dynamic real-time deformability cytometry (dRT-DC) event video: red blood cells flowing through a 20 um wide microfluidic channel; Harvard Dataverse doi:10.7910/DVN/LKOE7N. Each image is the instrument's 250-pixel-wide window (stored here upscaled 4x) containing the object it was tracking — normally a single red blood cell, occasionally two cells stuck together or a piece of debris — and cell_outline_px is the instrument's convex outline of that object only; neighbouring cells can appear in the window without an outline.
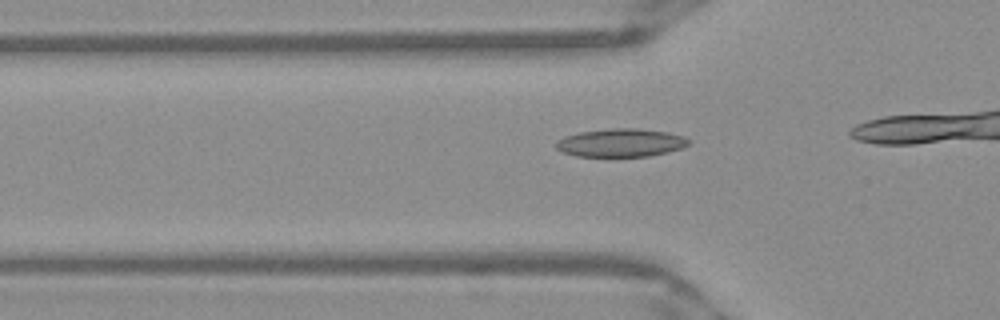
{"species": "Egyptian fruit bat (a non-hibernating species)", "species_latin": "Rousettus aegyptiacus", "temperature_condition": "warm", "stored_images_in_passage": 17, "camera_frame_rate_fps": 3000, "um_per_image_px": 0.085, "frame": {"image": 1, "passage_image": 12, "time_ms": 3.667, "image_size_px": [1000, 320], "cell_outline_px": [[692, 140], [688, 144], [680, 148], [668, 152], [648, 156], [576, 156], [560, 152], [556, 148], [556, 140], [564, 136], [580, 132], [608, 128], [636, 128], [668, 132], [684, 136]], "centroid_in_image_um": [52.75, 12.13], "position_along_channel_um": 73.1, "area_um2": 21.91}}